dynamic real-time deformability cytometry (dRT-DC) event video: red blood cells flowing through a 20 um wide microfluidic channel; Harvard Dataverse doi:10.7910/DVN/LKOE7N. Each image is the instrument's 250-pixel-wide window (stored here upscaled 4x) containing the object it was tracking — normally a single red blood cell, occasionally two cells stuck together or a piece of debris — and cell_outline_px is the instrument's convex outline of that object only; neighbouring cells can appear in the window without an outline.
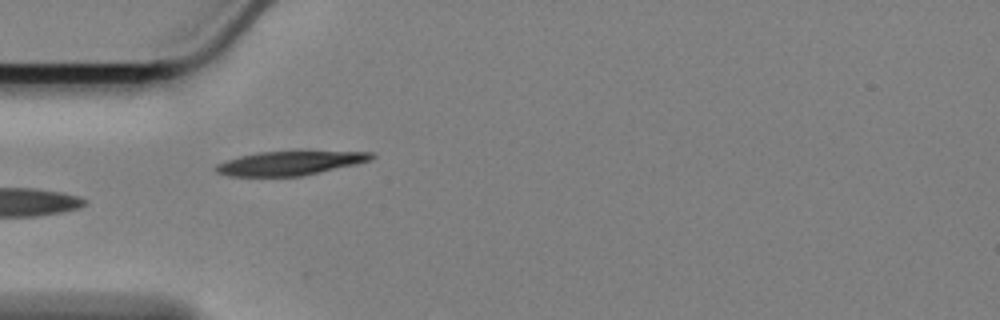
{"species": "Egyptian fruit bat (a non-hibernating species)", "species_latin": "Rousettus aegyptiacus", "temperature_condition": "cold", "stored_images_in_passage": 41, "camera_frame_rate_fps": 3000, "um_per_image_px": 0.085, "animal": {"sex": "female"}, "frame": {"image": 1, "passage_image": 1, "time_ms": 0.0, "image_size_px": [1000, 320], "cell_outline_px": [[376, 156], [372, 160], [356, 164], [300, 176], [228, 176], [216, 172], [212, 168], [216, 164], [240, 156], [256, 152], [296, 148], [304, 148], [376, 152]], "centroid_in_image_um": [24.75, 13.79], "position_along_channel_um": 60.2, "area_um2": 23.35}}
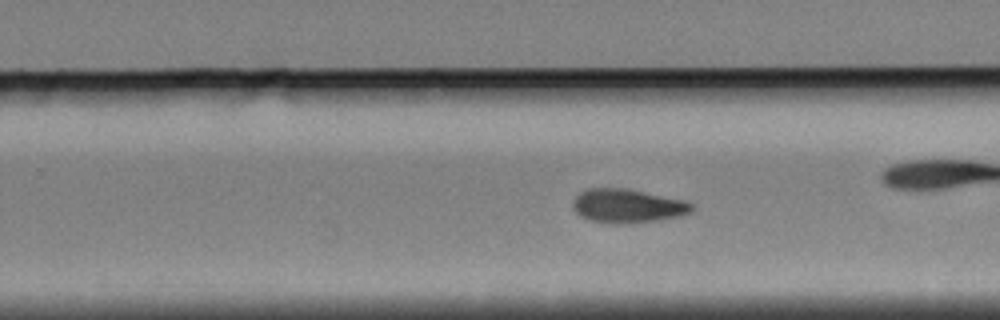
{"frame": {"image": 2, "passage_image": 18, "time_ms": 5.667, "image_size_px": [1000, 320], "cell_outline_px": [[696, 208], [692, 212], [680, 216], [632, 224], [612, 224], [588, 220], [580, 216], [576, 212], [572, 204], [576, 196], [580, 192], [588, 188], [624, 188], [684, 200], [692, 204]], "centroid_in_image_um": [53.34, 17.52], "position_along_channel_um": 276.5, "area_um2": 23.58}}
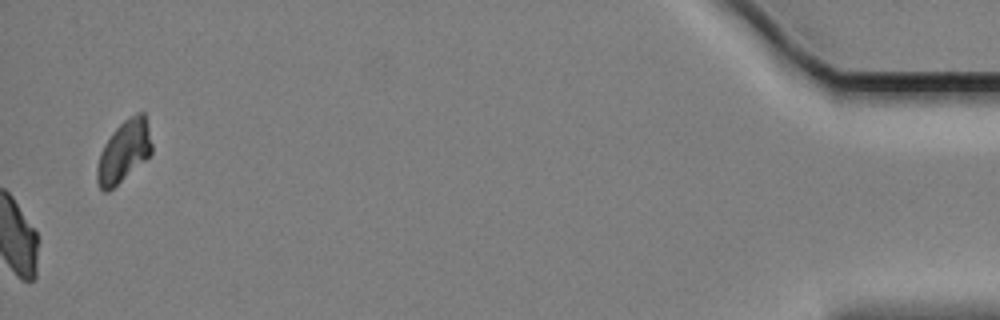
{"frame": {"image": 3, "passage_image": 41, "time_ms": 13.333, "image_size_px": [1000, 320], "cell_outline_px": [[152, 152], [144, 160], [108, 192], [104, 192], [100, 188], [96, 180], [96, 168], [100, 152], [104, 144], [112, 132], [128, 116], [136, 112], [144, 112], [152, 144]], "centroid_in_image_um": [10.5, 12.85], "position_along_channel_um": 424.7, "area_um2": 19.48}, "authors_computed_cell_mechanics": {"area_um2": 22.8888, "velocity_mm_per_s": 3.3808, "shape_relaxation_time_tau1_ms": 4.993, "shape_relaxation_time_tau2_ms": null, "deformation_change_tau1": 0.1203, "deformation_change_tau2": null}}